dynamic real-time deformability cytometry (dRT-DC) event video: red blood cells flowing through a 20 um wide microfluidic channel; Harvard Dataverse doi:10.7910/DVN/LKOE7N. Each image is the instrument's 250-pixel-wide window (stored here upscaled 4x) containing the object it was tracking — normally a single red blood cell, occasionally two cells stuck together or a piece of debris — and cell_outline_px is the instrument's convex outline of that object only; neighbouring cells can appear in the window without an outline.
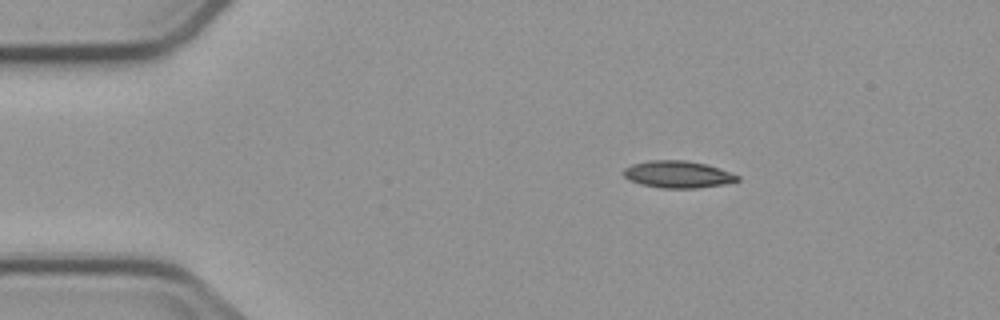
{"species": "common noctule bat (a hibernating species)", "species_latin": "Nyctalus noctula", "temperature_condition": "cold", "stored_images_in_passage": 5, "camera_frame_rate_fps": 3000, "um_per_image_px": 0.085, "animal": {"sex": "male", "body_mass_g": 23.1, "forearm_length_mm": 52.7}, "frame": {"image": 1, "passage_image": 3, "time_ms": 2.333, "image_size_px": [1000, 320], "cell_outline_px": [[740, 180], [724, 184], [696, 188], [660, 188], [640, 184], [628, 180], [620, 172], [624, 168], [632, 164], [648, 160], [684, 160], [708, 164], [720, 168], [740, 176]], "centroid_in_image_um": [57.58, 14.82], "position_along_channel_um": 27.4, "area_um2": 18.21}}
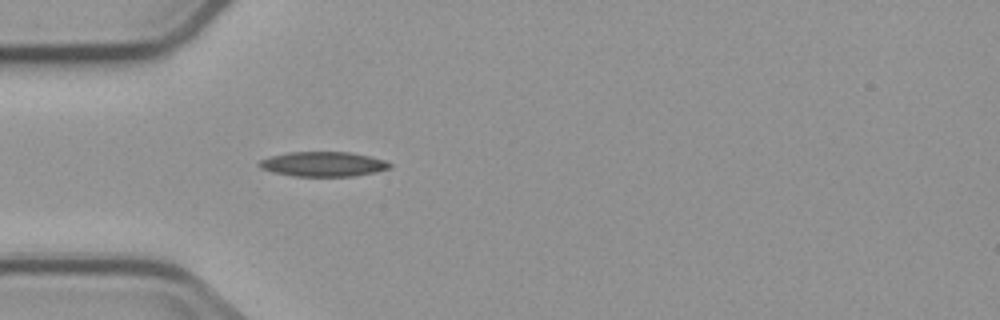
{"frame": {"image": 2, "passage_image": 5, "time_ms": 4.667, "image_size_px": [1000, 320], "cell_outline_px": [[392, 168], [376, 172], [352, 176], [292, 176], [272, 172], [260, 168], [256, 164], [260, 160], [272, 156], [288, 152], [348, 152], [372, 156], [384, 160], [392, 164]], "centroid_in_image_um": [27.48, 13.95], "position_along_channel_um": 57.5, "area_um2": 18.96}}